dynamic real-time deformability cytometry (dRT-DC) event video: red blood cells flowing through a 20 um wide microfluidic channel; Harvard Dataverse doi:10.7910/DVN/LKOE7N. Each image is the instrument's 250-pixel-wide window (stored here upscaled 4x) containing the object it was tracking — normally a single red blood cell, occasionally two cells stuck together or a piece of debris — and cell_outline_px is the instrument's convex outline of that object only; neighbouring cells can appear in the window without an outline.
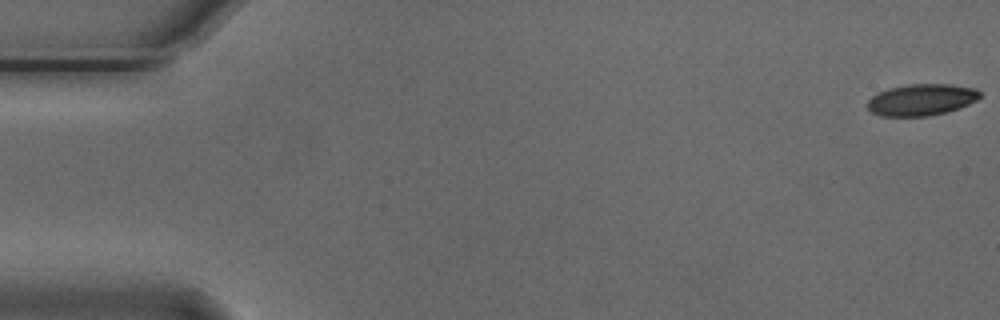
{"species": "Egyptian fruit bat (a non-hibernating species)", "species_latin": "Rousettus aegyptiacus", "temperature_condition": "cold", "stored_images_in_passage": 55, "camera_frame_rate_fps": 3000, "um_per_image_px": 0.085, "animal": {"sex": "male"}, "frame": {"image": 1, "passage_image": 1, "time_ms": 0.0, "image_size_px": [1000, 320], "cell_outline_px": [[980, 96], [976, 100], [968, 104], [944, 112], [928, 116], [880, 116], [872, 112], [868, 108], [868, 100], [872, 96], [888, 88], [908, 84], [948, 84], [976, 88], [980, 92]], "centroid_in_image_um": [78.3, 8.47], "position_along_channel_um": 6.7, "area_um2": 20.46}}
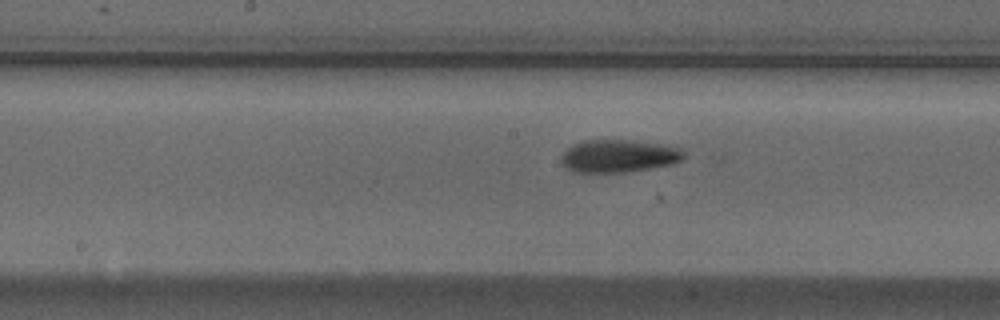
{"frame": {"image": 2, "passage_image": 28, "time_ms": 9.0, "image_size_px": [1000, 320], "cell_outline_px": [[684, 160], [672, 164], [628, 172], [572, 172], [564, 168], [560, 160], [560, 156], [572, 144], [584, 140], [628, 140], [660, 144], [680, 148], [684, 152]], "centroid_in_image_um": [52.55, 13.27], "position_along_channel_um": 195.6, "area_um2": 23.52}}
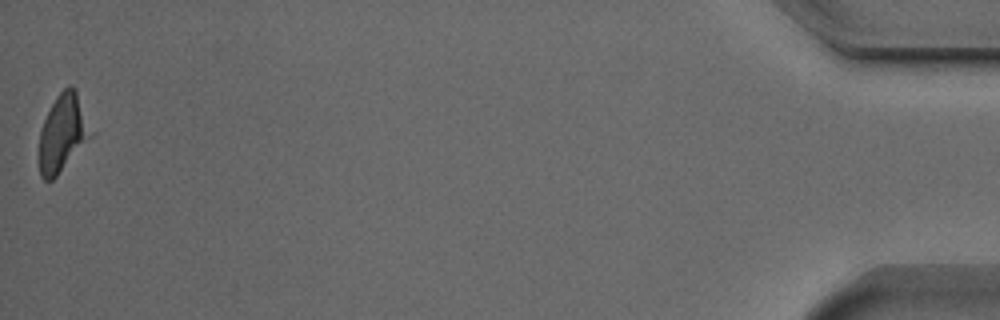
{"frame": {"image": 3, "passage_image": 55, "time_ms": 18.0, "image_size_px": [1000, 320], "cell_outline_px": [[96, 132], [56, 176], [52, 180], [44, 180], [40, 176], [40, 128], [56, 96], [68, 84], [72, 84], [76, 88]], "centroid_in_image_um": [5.4, 11.24], "position_along_channel_um": 429.8, "area_um2": 23.64}, "authors_computed_cell_mechanics": {"area_um2": 23.3512, "velocity_mm_per_s": 3.7335, "shape_relaxation_time_tau1_ms": 7.468, "shape_relaxation_time_tau2_ms": 5.2745, "deformation_change_tau1": 0.2126, "deformation_change_tau2": 0.0919}}